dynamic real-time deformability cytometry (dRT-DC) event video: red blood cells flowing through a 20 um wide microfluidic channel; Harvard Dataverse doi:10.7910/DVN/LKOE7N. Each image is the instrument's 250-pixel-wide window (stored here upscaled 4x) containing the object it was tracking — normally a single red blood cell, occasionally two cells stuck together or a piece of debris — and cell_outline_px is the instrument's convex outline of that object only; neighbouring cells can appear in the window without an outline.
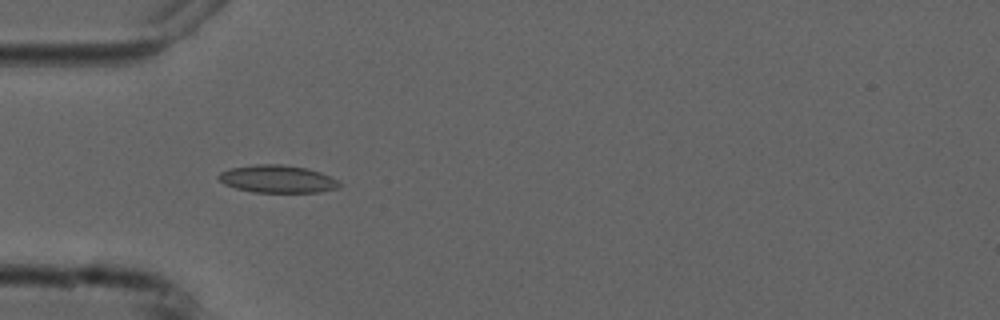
{"species": "common noctule bat (a hibernating species)", "species_latin": "Nyctalus noctula", "temperature_condition": "cold", "stored_images_in_passage": 4, "camera_frame_rate_fps": 3000, "um_per_image_px": 0.085, "animal": {"sex": "male", "forearm_length_mm": 52.5}, "frame": {"image": 1, "passage_image": 3, "time_ms": 3.333, "image_size_px": [1000, 320], "cell_outline_px": [[340, 184], [336, 188], [320, 192], [252, 192], [236, 188], [224, 184], [216, 176], [220, 172], [232, 168], [256, 164], [280, 164], [304, 168], [320, 172], [336, 180]], "centroid_in_image_um": [23.53, 15.22], "position_along_channel_um": 61.5, "area_um2": 19.13}}
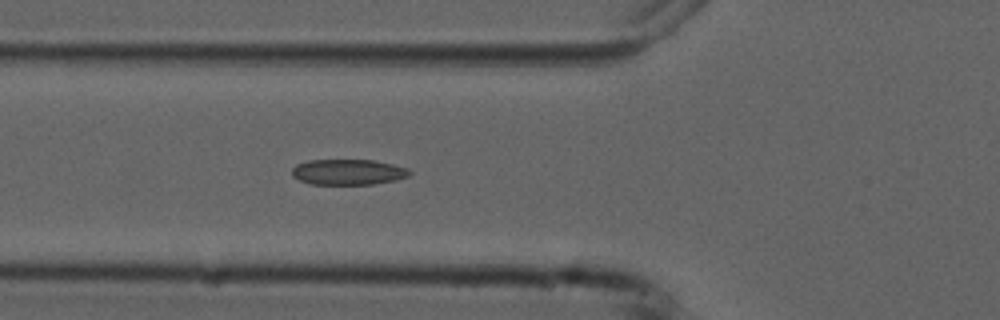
{"frame": {"image": 2, "passage_image": 4, "time_ms": 4.333, "image_size_px": [1000, 320], "cell_outline_px": [[412, 172], [408, 176], [396, 180], [372, 184], [308, 184], [292, 176], [292, 168], [296, 164], [308, 160], [372, 160], [392, 164], [408, 168]], "centroid_in_image_um": [29.57, 14.62], "position_along_channel_um": 96.2, "area_um2": 17.57}}